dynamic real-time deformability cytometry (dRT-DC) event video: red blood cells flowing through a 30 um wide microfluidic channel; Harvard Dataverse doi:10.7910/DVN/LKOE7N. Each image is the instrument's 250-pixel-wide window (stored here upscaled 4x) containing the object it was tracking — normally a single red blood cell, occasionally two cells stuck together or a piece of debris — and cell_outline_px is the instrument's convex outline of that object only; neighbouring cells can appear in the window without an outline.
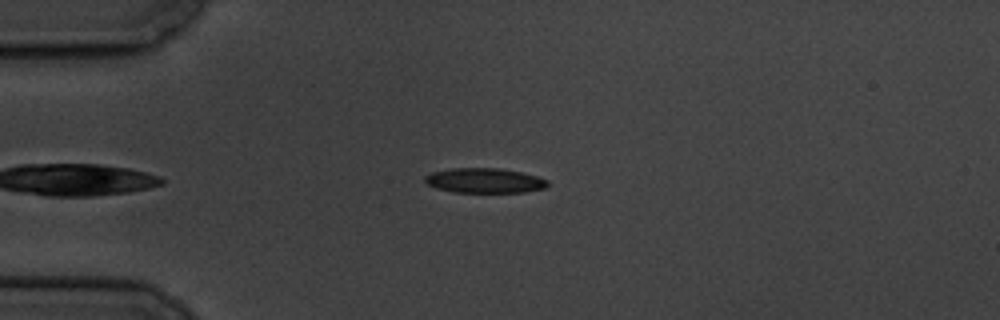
{"species": "common noctule bat (a hibernating species)", "species_latin": "Nyctalus noctula", "temperature_condition": "cold", "stored_images_in_passage": 5, "camera_frame_rate_fps": 3000, "um_per_image_px": 0.085, "animal": {"sex": "male", "body_mass_g": 19.5, "forearm_length_mm": 54.6}, "frame": {"image": 1, "passage_image": 5, "time_ms": 5.667, "image_size_px": [1000, 320], "cell_outline_px": [[548, 184], [544, 188], [524, 192], [452, 192], [436, 188], [428, 184], [424, 180], [424, 176], [432, 172], [452, 168], [500, 168], [520, 172], [536, 176], [548, 180]], "centroid_in_image_um": [41.16, 15.34], "position_along_channel_um": 43.8, "area_um2": 17.69}}